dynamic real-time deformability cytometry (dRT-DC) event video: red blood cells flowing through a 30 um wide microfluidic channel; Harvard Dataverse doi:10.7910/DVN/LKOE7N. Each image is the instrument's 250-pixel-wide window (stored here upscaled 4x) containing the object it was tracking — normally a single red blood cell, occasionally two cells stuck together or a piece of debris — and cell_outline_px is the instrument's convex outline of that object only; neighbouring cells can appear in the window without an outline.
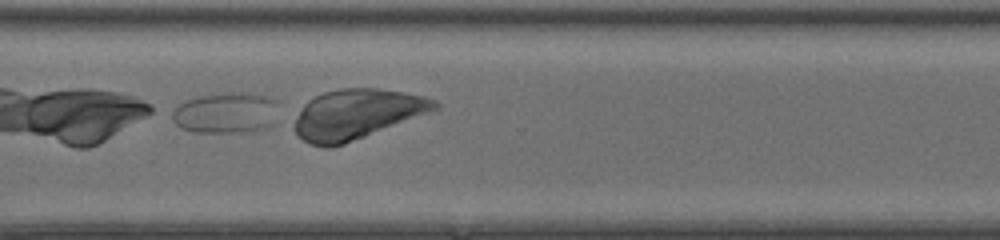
{"species": "common noctule bat (a hibernating species)", "species_latin": "Nyctalus noctula", "temperature_condition": "room temperature", "stored_images_in_passage": 31, "camera_frame_rate_fps": 3000, "um_per_image_px": 0.085, "animal": {"sex": "female", "body_mass_g": 20.0, "forearm_length_mm": 54.0}, "frame": {"image": 1, "passage_image": 20, "time_ms": 6.333, "image_size_px": [1000, 240], "cell_outline_px": [[280, 104], [272, 124], [268, 128], [252, 132], [192, 132], [180, 128], [172, 120], [168, 112], [180, 104], [196, 96], [228, 92], [244, 92], [268, 96], [280, 100]], "centroid_in_image_um": [19.22, 9.59], "position_along_channel_um": 351.4, "area_um2": 26.18}}